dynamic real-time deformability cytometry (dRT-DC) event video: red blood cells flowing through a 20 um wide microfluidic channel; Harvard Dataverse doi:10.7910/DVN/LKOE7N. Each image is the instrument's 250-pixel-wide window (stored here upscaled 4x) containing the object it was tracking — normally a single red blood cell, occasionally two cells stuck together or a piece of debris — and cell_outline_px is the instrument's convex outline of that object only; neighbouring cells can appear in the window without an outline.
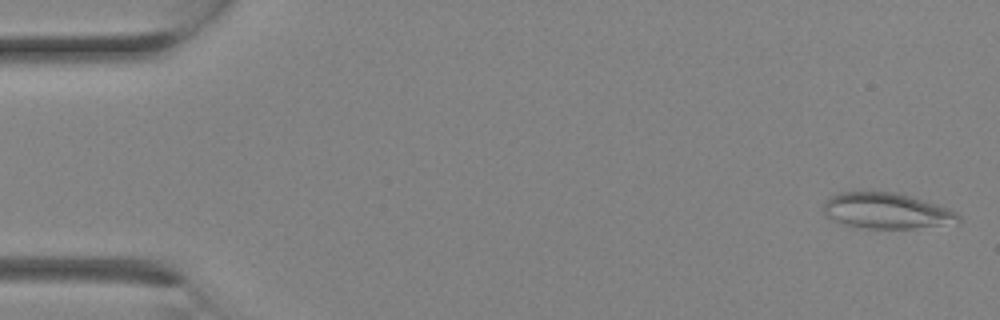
{"species": "Egyptian fruit bat (a non-hibernating species)", "species_latin": "Rousettus aegyptiacus", "temperature_condition": "room temperature", "stored_images_in_passage": 11, "camera_frame_rate_fps": 3000, "um_per_image_px": 0.085, "animal": {"sex": "female"}, "frame": {"image": 1, "passage_image": 1, "time_ms": 0.0, "image_size_px": [1000, 320], "cell_outline_px": [[960, 224], [912, 228], [868, 228], [848, 224], [836, 220], [828, 216], [824, 212], [824, 200], [840, 192], [896, 192], [912, 196], [948, 208], [956, 212], [960, 216]], "centroid_in_image_um": [75.44, 17.91], "position_along_channel_um": 9.6, "area_um2": 27.92}}
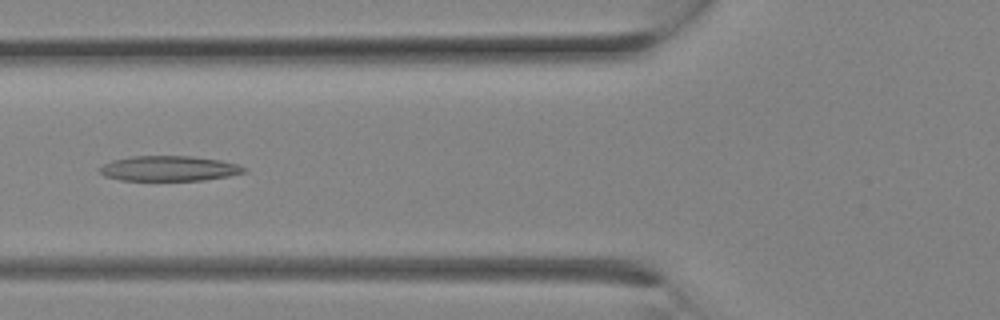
{"frame": {"image": 2, "passage_image": 10, "time_ms": 3.0, "image_size_px": [1000, 320], "cell_outline_px": [[248, 172], [228, 176], [204, 180], [120, 180], [104, 176], [100, 172], [100, 168], [104, 164], [112, 160], [132, 156], [192, 156], [220, 160], [236, 164], [248, 168]], "centroid_in_image_um": [14.4, 14.32], "position_along_channel_um": 111.4, "area_um2": 21.15}}